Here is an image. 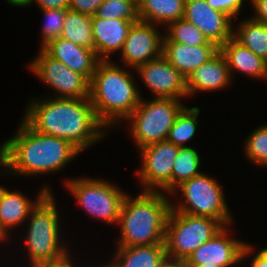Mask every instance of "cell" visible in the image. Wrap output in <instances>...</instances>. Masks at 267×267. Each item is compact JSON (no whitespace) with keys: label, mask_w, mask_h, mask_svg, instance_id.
<instances>
[{"label":"cell","mask_w":267,"mask_h":267,"mask_svg":"<svg viewBox=\"0 0 267 267\" xmlns=\"http://www.w3.org/2000/svg\"><path fill=\"white\" fill-rule=\"evenodd\" d=\"M112 263L136 264L140 267H160L167 258L165 243L117 247Z\"/></svg>","instance_id":"603a6c76"},{"label":"cell","mask_w":267,"mask_h":267,"mask_svg":"<svg viewBox=\"0 0 267 267\" xmlns=\"http://www.w3.org/2000/svg\"><path fill=\"white\" fill-rule=\"evenodd\" d=\"M41 10L69 9L70 0H35Z\"/></svg>","instance_id":"e575fe53"},{"label":"cell","mask_w":267,"mask_h":267,"mask_svg":"<svg viewBox=\"0 0 267 267\" xmlns=\"http://www.w3.org/2000/svg\"><path fill=\"white\" fill-rule=\"evenodd\" d=\"M228 226L221 229L212 239L200 245L187 259L191 267L212 263L220 267H231L251 254L252 246L231 238ZM228 230V231H227Z\"/></svg>","instance_id":"7c38bea8"},{"label":"cell","mask_w":267,"mask_h":267,"mask_svg":"<svg viewBox=\"0 0 267 267\" xmlns=\"http://www.w3.org/2000/svg\"><path fill=\"white\" fill-rule=\"evenodd\" d=\"M255 9L254 17H251L255 21L264 23L267 25V0H249Z\"/></svg>","instance_id":"836d02e7"},{"label":"cell","mask_w":267,"mask_h":267,"mask_svg":"<svg viewBox=\"0 0 267 267\" xmlns=\"http://www.w3.org/2000/svg\"><path fill=\"white\" fill-rule=\"evenodd\" d=\"M99 267V266H98ZM100 267H115L114 265H113V263L111 262L110 264L108 263H106L105 265L103 264V265H100Z\"/></svg>","instance_id":"7bdbcfd3"},{"label":"cell","mask_w":267,"mask_h":267,"mask_svg":"<svg viewBox=\"0 0 267 267\" xmlns=\"http://www.w3.org/2000/svg\"><path fill=\"white\" fill-rule=\"evenodd\" d=\"M44 187L33 202L22 192L9 191L0 186V226L7 235L10 234L9 229L21 225L26 219L28 220L30 211L48 192H51L47 186Z\"/></svg>","instance_id":"ffe728a7"},{"label":"cell","mask_w":267,"mask_h":267,"mask_svg":"<svg viewBox=\"0 0 267 267\" xmlns=\"http://www.w3.org/2000/svg\"><path fill=\"white\" fill-rule=\"evenodd\" d=\"M233 38L267 61V25L252 18L241 21Z\"/></svg>","instance_id":"cb8c5ba5"},{"label":"cell","mask_w":267,"mask_h":267,"mask_svg":"<svg viewBox=\"0 0 267 267\" xmlns=\"http://www.w3.org/2000/svg\"><path fill=\"white\" fill-rule=\"evenodd\" d=\"M179 148L165 140L140 149L142 165L136 174L143 184V191L172 193V169Z\"/></svg>","instance_id":"8fae6325"},{"label":"cell","mask_w":267,"mask_h":267,"mask_svg":"<svg viewBox=\"0 0 267 267\" xmlns=\"http://www.w3.org/2000/svg\"><path fill=\"white\" fill-rule=\"evenodd\" d=\"M104 0H70L69 10L94 16Z\"/></svg>","instance_id":"d6a6232c"},{"label":"cell","mask_w":267,"mask_h":267,"mask_svg":"<svg viewBox=\"0 0 267 267\" xmlns=\"http://www.w3.org/2000/svg\"><path fill=\"white\" fill-rule=\"evenodd\" d=\"M81 153L69 141L32 129L24 120L0 147V168L19 175L58 172Z\"/></svg>","instance_id":"7a4b0ae2"},{"label":"cell","mask_w":267,"mask_h":267,"mask_svg":"<svg viewBox=\"0 0 267 267\" xmlns=\"http://www.w3.org/2000/svg\"><path fill=\"white\" fill-rule=\"evenodd\" d=\"M178 189L182 193L184 202L180 201L178 206L172 203V210L193 216L217 219L224 226H230L233 222L221 184L216 179L201 173L182 182L171 195L177 193Z\"/></svg>","instance_id":"ba28073f"},{"label":"cell","mask_w":267,"mask_h":267,"mask_svg":"<svg viewBox=\"0 0 267 267\" xmlns=\"http://www.w3.org/2000/svg\"><path fill=\"white\" fill-rule=\"evenodd\" d=\"M220 51L217 45L188 46L177 42H163L162 54L186 79L197 68Z\"/></svg>","instance_id":"d6986e66"},{"label":"cell","mask_w":267,"mask_h":267,"mask_svg":"<svg viewBox=\"0 0 267 267\" xmlns=\"http://www.w3.org/2000/svg\"><path fill=\"white\" fill-rule=\"evenodd\" d=\"M115 267H140L136 264H129V263H113Z\"/></svg>","instance_id":"f35d334b"},{"label":"cell","mask_w":267,"mask_h":267,"mask_svg":"<svg viewBox=\"0 0 267 267\" xmlns=\"http://www.w3.org/2000/svg\"><path fill=\"white\" fill-rule=\"evenodd\" d=\"M251 267H267V247L259 250L253 257Z\"/></svg>","instance_id":"d590c367"},{"label":"cell","mask_w":267,"mask_h":267,"mask_svg":"<svg viewBox=\"0 0 267 267\" xmlns=\"http://www.w3.org/2000/svg\"><path fill=\"white\" fill-rule=\"evenodd\" d=\"M65 185L80 206L92 217L107 224H118L122 202L126 192L102 179L89 177L68 179Z\"/></svg>","instance_id":"9c48e42d"},{"label":"cell","mask_w":267,"mask_h":267,"mask_svg":"<svg viewBox=\"0 0 267 267\" xmlns=\"http://www.w3.org/2000/svg\"><path fill=\"white\" fill-rule=\"evenodd\" d=\"M196 267H220V266H217L215 264H212V263H204V264H201V265H197Z\"/></svg>","instance_id":"b9f144b4"},{"label":"cell","mask_w":267,"mask_h":267,"mask_svg":"<svg viewBox=\"0 0 267 267\" xmlns=\"http://www.w3.org/2000/svg\"><path fill=\"white\" fill-rule=\"evenodd\" d=\"M25 113L23 120L32 129L67 140L80 152L106 135L89 98L32 100Z\"/></svg>","instance_id":"6da1fadb"},{"label":"cell","mask_w":267,"mask_h":267,"mask_svg":"<svg viewBox=\"0 0 267 267\" xmlns=\"http://www.w3.org/2000/svg\"><path fill=\"white\" fill-rule=\"evenodd\" d=\"M183 18L195 25L218 47L233 37V19L226 13L211 8L206 0H186Z\"/></svg>","instance_id":"9a60e30c"},{"label":"cell","mask_w":267,"mask_h":267,"mask_svg":"<svg viewBox=\"0 0 267 267\" xmlns=\"http://www.w3.org/2000/svg\"><path fill=\"white\" fill-rule=\"evenodd\" d=\"M144 84L155 98L187 97L186 78L170 64L163 54L150 62L139 65L136 69Z\"/></svg>","instance_id":"5bb4252c"},{"label":"cell","mask_w":267,"mask_h":267,"mask_svg":"<svg viewBox=\"0 0 267 267\" xmlns=\"http://www.w3.org/2000/svg\"><path fill=\"white\" fill-rule=\"evenodd\" d=\"M116 64L101 60L90 81L89 99L106 130L126 120L142 98L130 71Z\"/></svg>","instance_id":"277c9868"},{"label":"cell","mask_w":267,"mask_h":267,"mask_svg":"<svg viewBox=\"0 0 267 267\" xmlns=\"http://www.w3.org/2000/svg\"><path fill=\"white\" fill-rule=\"evenodd\" d=\"M185 107L180 99L154 98L147 102L141 98L126 119L131 120L129 132L138 148L165 141L177 116Z\"/></svg>","instance_id":"8992f818"},{"label":"cell","mask_w":267,"mask_h":267,"mask_svg":"<svg viewBox=\"0 0 267 267\" xmlns=\"http://www.w3.org/2000/svg\"><path fill=\"white\" fill-rule=\"evenodd\" d=\"M198 152L189 146L180 147L172 169V192L182 182L201 174Z\"/></svg>","instance_id":"484cf974"},{"label":"cell","mask_w":267,"mask_h":267,"mask_svg":"<svg viewBox=\"0 0 267 267\" xmlns=\"http://www.w3.org/2000/svg\"><path fill=\"white\" fill-rule=\"evenodd\" d=\"M95 15L104 19L138 21L137 0H104Z\"/></svg>","instance_id":"f1b7e54d"},{"label":"cell","mask_w":267,"mask_h":267,"mask_svg":"<svg viewBox=\"0 0 267 267\" xmlns=\"http://www.w3.org/2000/svg\"><path fill=\"white\" fill-rule=\"evenodd\" d=\"M42 49L55 60L63 62L73 71L91 81L97 64L101 61L94 49L73 44L61 37L52 39Z\"/></svg>","instance_id":"2e32d148"},{"label":"cell","mask_w":267,"mask_h":267,"mask_svg":"<svg viewBox=\"0 0 267 267\" xmlns=\"http://www.w3.org/2000/svg\"><path fill=\"white\" fill-rule=\"evenodd\" d=\"M224 227L217 219L171 209L165 232L166 256L187 260L200 245L212 239Z\"/></svg>","instance_id":"52a82bcc"},{"label":"cell","mask_w":267,"mask_h":267,"mask_svg":"<svg viewBox=\"0 0 267 267\" xmlns=\"http://www.w3.org/2000/svg\"><path fill=\"white\" fill-rule=\"evenodd\" d=\"M69 9H48L42 10L46 21L43 25L42 30V48L52 39L59 38L62 34V30L64 27V21L66 13Z\"/></svg>","instance_id":"4dcf8cb0"},{"label":"cell","mask_w":267,"mask_h":267,"mask_svg":"<svg viewBox=\"0 0 267 267\" xmlns=\"http://www.w3.org/2000/svg\"><path fill=\"white\" fill-rule=\"evenodd\" d=\"M199 112L198 107L190 109L185 107L177 116L166 140L179 147L186 146L185 143L191 140L196 133V127L199 124L197 120Z\"/></svg>","instance_id":"83f0119b"},{"label":"cell","mask_w":267,"mask_h":267,"mask_svg":"<svg viewBox=\"0 0 267 267\" xmlns=\"http://www.w3.org/2000/svg\"><path fill=\"white\" fill-rule=\"evenodd\" d=\"M60 37L73 44L94 49L91 16L68 10Z\"/></svg>","instance_id":"d4e9b609"},{"label":"cell","mask_w":267,"mask_h":267,"mask_svg":"<svg viewBox=\"0 0 267 267\" xmlns=\"http://www.w3.org/2000/svg\"><path fill=\"white\" fill-rule=\"evenodd\" d=\"M245 144L247 158L258 166H267V124L253 130Z\"/></svg>","instance_id":"f546056e"},{"label":"cell","mask_w":267,"mask_h":267,"mask_svg":"<svg viewBox=\"0 0 267 267\" xmlns=\"http://www.w3.org/2000/svg\"><path fill=\"white\" fill-rule=\"evenodd\" d=\"M9 4H12V6H18V7H25L30 6L32 2L34 3L35 0H6Z\"/></svg>","instance_id":"74e56055"},{"label":"cell","mask_w":267,"mask_h":267,"mask_svg":"<svg viewBox=\"0 0 267 267\" xmlns=\"http://www.w3.org/2000/svg\"><path fill=\"white\" fill-rule=\"evenodd\" d=\"M37 55L29 64V68L41 81L59 93L55 98L90 97V81L86 77L73 71L63 62L55 60L42 48Z\"/></svg>","instance_id":"30bf717a"},{"label":"cell","mask_w":267,"mask_h":267,"mask_svg":"<svg viewBox=\"0 0 267 267\" xmlns=\"http://www.w3.org/2000/svg\"><path fill=\"white\" fill-rule=\"evenodd\" d=\"M46 267H75V266H73V262H72L71 259H70L68 262H66V263H64V264H62V265H57V266H46Z\"/></svg>","instance_id":"ab89813d"},{"label":"cell","mask_w":267,"mask_h":267,"mask_svg":"<svg viewBox=\"0 0 267 267\" xmlns=\"http://www.w3.org/2000/svg\"><path fill=\"white\" fill-rule=\"evenodd\" d=\"M186 0H137L138 18L152 24H166L183 19Z\"/></svg>","instance_id":"7402d4cb"},{"label":"cell","mask_w":267,"mask_h":267,"mask_svg":"<svg viewBox=\"0 0 267 267\" xmlns=\"http://www.w3.org/2000/svg\"><path fill=\"white\" fill-rule=\"evenodd\" d=\"M220 52L225 56L231 76L232 71L238 70L237 72L253 78L267 79V61L241 45L233 37L220 47Z\"/></svg>","instance_id":"44dd1931"},{"label":"cell","mask_w":267,"mask_h":267,"mask_svg":"<svg viewBox=\"0 0 267 267\" xmlns=\"http://www.w3.org/2000/svg\"><path fill=\"white\" fill-rule=\"evenodd\" d=\"M9 235H7L2 227L0 226V241H4L5 239L9 238Z\"/></svg>","instance_id":"60d3db41"},{"label":"cell","mask_w":267,"mask_h":267,"mask_svg":"<svg viewBox=\"0 0 267 267\" xmlns=\"http://www.w3.org/2000/svg\"><path fill=\"white\" fill-rule=\"evenodd\" d=\"M52 194L48 192L29 214L31 218H28L30 222L25 243L30 267L62 265L71 257L59 238V213Z\"/></svg>","instance_id":"5b68a950"},{"label":"cell","mask_w":267,"mask_h":267,"mask_svg":"<svg viewBox=\"0 0 267 267\" xmlns=\"http://www.w3.org/2000/svg\"><path fill=\"white\" fill-rule=\"evenodd\" d=\"M208 5L217 10L226 13L228 16L238 18L237 15L243 7L244 0H206Z\"/></svg>","instance_id":"1f68e13d"},{"label":"cell","mask_w":267,"mask_h":267,"mask_svg":"<svg viewBox=\"0 0 267 267\" xmlns=\"http://www.w3.org/2000/svg\"><path fill=\"white\" fill-rule=\"evenodd\" d=\"M94 51L100 60H110V55L122 50L132 24L136 21L104 19L91 16Z\"/></svg>","instance_id":"e0dca14e"},{"label":"cell","mask_w":267,"mask_h":267,"mask_svg":"<svg viewBox=\"0 0 267 267\" xmlns=\"http://www.w3.org/2000/svg\"><path fill=\"white\" fill-rule=\"evenodd\" d=\"M230 75L225 56L219 51L208 62L194 70L186 79V90L189 95L194 92L214 91L230 84Z\"/></svg>","instance_id":"ac0fdd59"},{"label":"cell","mask_w":267,"mask_h":267,"mask_svg":"<svg viewBox=\"0 0 267 267\" xmlns=\"http://www.w3.org/2000/svg\"><path fill=\"white\" fill-rule=\"evenodd\" d=\"M172 202L161 191H141L134 199L126 194L120 210L121 238L117 247L165 243Z\"/></svg>","instance_id":"3957f363"},{"label":"cell","mask_w":267,"mask_h":267,"mask_svg":"<svg viewBox=\"0 0 267 267\" xmlns=\"http://www.w3.org/2000/svg\"><path fill=\"white\" fill-rule=\"evenodd\" d=\"M161 267H191L187 260L166 258Z\"/></svg>","instance_id":"8d00e7d4"},{"label":"cell","mask_w":267,"mask_h":267,"mask_svg":"<svg viewBox=\"0 0 267 267\" xmlns=\"http://www.w3.org/2000/svg\"><path fill=\"white\" fill-rule=\"evenodd\" d=\"M155 24L138 20L129 30L121 50V59L133 69L162 55L163 37Z\"/></svg>","instance_id":"4fadbf2b"},{"label":"cell","mask_w":267,"mask_h":267,"mask_svg":"<svg viewBox=\"0 0 267 267\" xmlns=\"http://www.w3.org/2000/svg\"><path fill=\"white\" fill-rule=\"evenodd\" d=\"M167 26V34L164 35L163 42H177L188 46L216 45L184 18L170 22Z\"/></svg>","instance_id":"4316f807"}]
</instances>
